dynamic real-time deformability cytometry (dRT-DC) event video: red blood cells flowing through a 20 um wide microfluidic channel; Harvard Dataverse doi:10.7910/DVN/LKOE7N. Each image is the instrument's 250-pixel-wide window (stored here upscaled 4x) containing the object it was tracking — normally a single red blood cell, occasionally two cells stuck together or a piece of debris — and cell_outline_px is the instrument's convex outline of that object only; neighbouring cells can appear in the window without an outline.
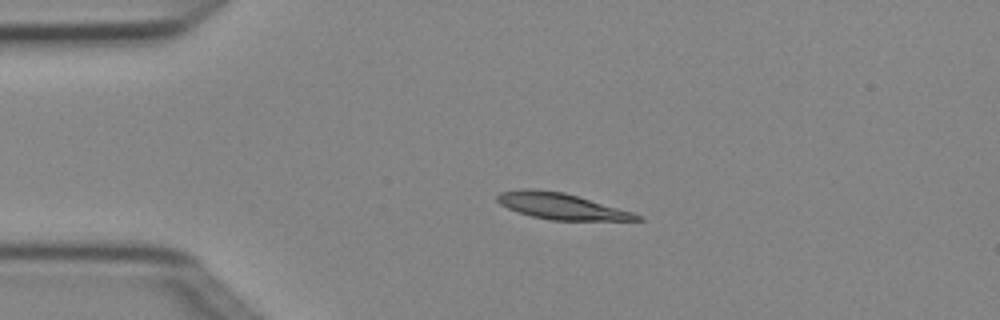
{"species": "Egyptian fruit bat (a non-hibernating species)", "species_latin": "Rousettus aegyptiacus", "temperature_condition": "cold", "stored_images_in_passage": 4, "camera_frame_rate_fps": 3000, "um_per_image_px": 0.085, "animal": {"sex": "female"}, "frame": {"image": 1, "passage_image": 2, "time_ms": 0.333, "image_size_px": [1000, 320], "cell_outline_px": [[644, 220], [552, 220], [532, 216], [508, 208], [500, 204], [496, 200], [496, 196], [500, 192], [520, 188], [564, 192], [632, 212], [640, 216]], "centroid_in_image_um": [47.66, 17.52], "position_along_channel_um": 37.3, "area_um2": 20.87}}
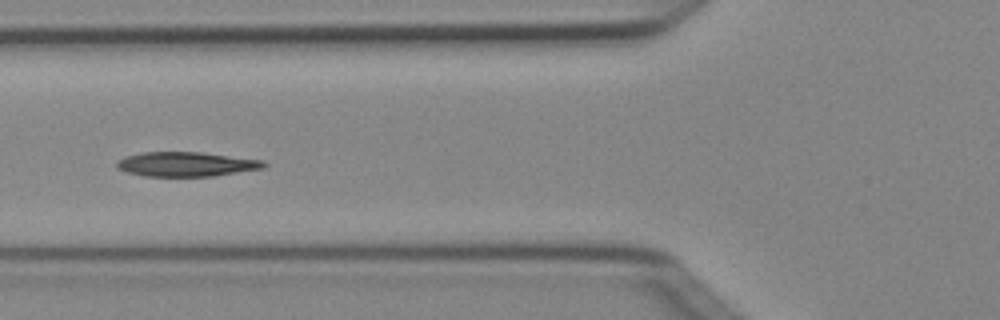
{"frame": {"image": 2, "passage_image": 4, "time_ms": 1.0, "image_size_px": [1000, 320], "cell_outline_px": [[268, 164], [264, 168], [212, 176], [144, 176], [128, 172], [116, 168], [116, 160], [124, 156], [140, 152], [200, 152], [264, 160]], "centroid_in_image_um": [15.8, 13.95], "position_along_channel_um": 110.0, "area_um2": 21.1}}